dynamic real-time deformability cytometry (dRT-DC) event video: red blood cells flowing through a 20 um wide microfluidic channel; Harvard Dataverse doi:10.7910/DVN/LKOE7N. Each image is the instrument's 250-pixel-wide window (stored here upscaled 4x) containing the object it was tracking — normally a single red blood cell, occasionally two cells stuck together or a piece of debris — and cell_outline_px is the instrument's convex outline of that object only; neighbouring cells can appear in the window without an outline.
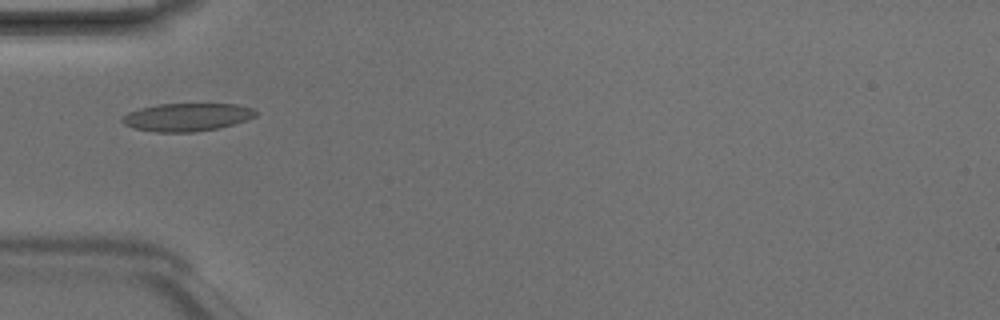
{"species": "Egyptian fruit bat (a non-hibernating species)", "species_latin": "Rousettus aegyptiacus", "temperature_condition": "room temperature", "stored_images_in_passage": 1, "camera_frame_rate_fps": 3000, "um_per_image_px": 0.085, "animal": {"sex": "male"}, "frame": {"image": 1, "passage_image": 1, "time_ms": 0.0, "image_size_px": [1000, 320], "cell_outline_px": [[256, 116], [232, 124], [216, 128], [196, 132], [156, 132], [132, 128], [124, 124], [120, 120], [120, 116], [128, 112], [140, 108], [156, 104], [236, 104], [252, 108], [256, 112]], "centroid_in_image_um": [15.81, 9.95], "position_along_channel_um": 69.2, "area_um2": 21.73}}